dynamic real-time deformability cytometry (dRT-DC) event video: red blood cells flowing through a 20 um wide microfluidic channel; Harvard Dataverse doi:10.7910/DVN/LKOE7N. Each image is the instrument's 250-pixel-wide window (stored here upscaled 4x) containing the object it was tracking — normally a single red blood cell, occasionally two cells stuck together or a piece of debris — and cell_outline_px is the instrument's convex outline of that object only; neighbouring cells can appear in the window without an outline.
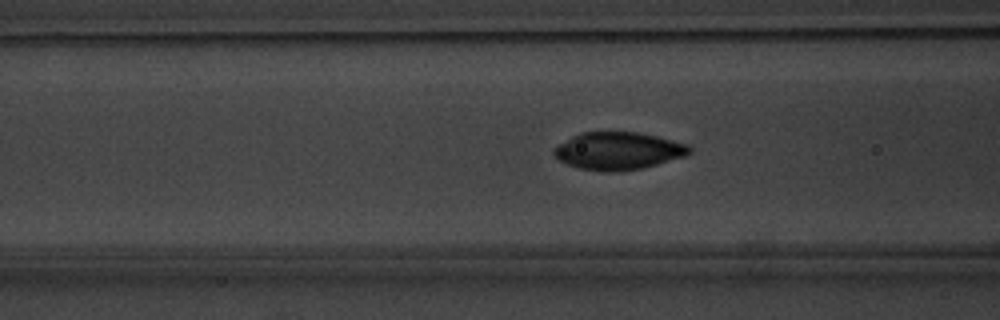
{"species": "common noctule bat (a hibernating species)", "species_latin": "Nyctalus noctula", "temperature_condition": "warm", "stored_images_in_passage": 36, "camera_frame_rate_fps": 3000, "um_per_image_px": 0.085, "animal": {"sex": "male", "body_mass_g": 20.1, "forearm_length_mm": 53.5}, "frame": {"image": 1, "passage_image": 4, "time_ms": 1.0, "image_size_px": [1000, 320], "cell_outline_px": [[692, 152], [684, 156], [656, 164], [640, 168], [620, 172], [600, 172], [580, 168], [568, 164], [560, 160], [552, 152], [552, 148], [572, 136], [580, 132], [636, 132], [656, 136], [688, 144], [692, 148]], "centroid_in_image_um": [52.53, 12.82], "position_along_channel_um": 114.1, "area_um2": 29.59}}
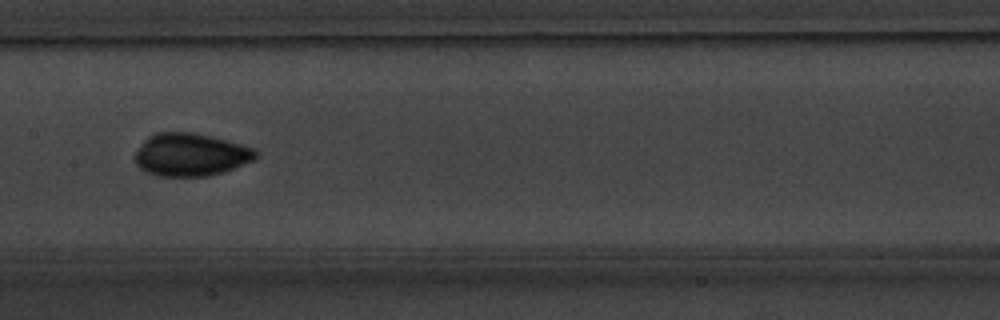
{"frame": {"image": 2, "passage_image": 10, "time_ms": 3.0, "image_size_px": [1000, 320], "cell_outline_px": [[256, 160], [224, 172], [208, 176], [156, 176], [140, 168], [136, 164], [136, 152], [144, 140], [148, 136], [156, 132], [196, 132], [240, 144], [252, 148], [256, 152]], "centroid_in_image_um": [16.2, 13.15], "position_along_channel_um": 191.2, "area_um2": 30.11}}
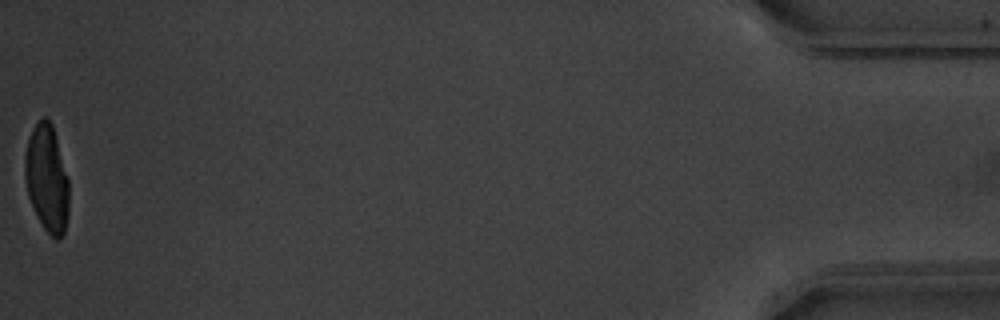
{"frame": {"image": 3, "passage_image": 36, "time_ms": 11.667, "image_size_px": [1000, 320], "cell_outline_px": [[68, 216], [64, 232], [56, 240], [44, 228], [28, 196], [24, 176], [24, 156], [28, 140], [32, 128], [44, 116], [52, 124], [68, 180]], "centroid_in_image_um": [3.97, 15.16], "position_along_channel_um": 431.2, "area_um2": 27.05}}